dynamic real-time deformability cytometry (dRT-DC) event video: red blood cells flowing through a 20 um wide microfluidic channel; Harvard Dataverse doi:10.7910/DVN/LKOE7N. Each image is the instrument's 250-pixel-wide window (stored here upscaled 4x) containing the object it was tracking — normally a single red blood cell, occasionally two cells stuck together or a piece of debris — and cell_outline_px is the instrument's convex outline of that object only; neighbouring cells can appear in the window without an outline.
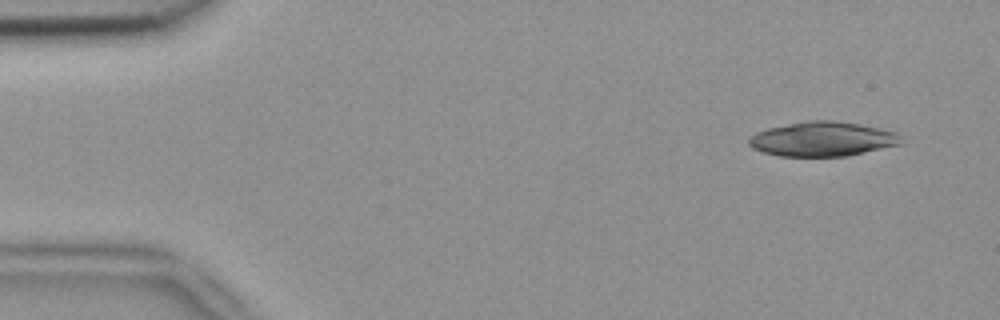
{"species": "common noctule bat (a hibernating species)", "species_latin": "Nyctalus noctula", "temperature_condition": "room temperature", "stored_images_in_passage": 3, "camera_frame_rate_fps": 3000, "um_per_image_px": 0.085, "animal": {"sex": "female", "body_mass_g": 18.4}, "frame": {"image": 1, "passage_image": 1, "time_ms": 0.0, "image_size_px": [1000, 320], "cell_outline_px": [[900, 144], [848, 156], [780, 156], [764, 152], [752, 148], [748, 144], [748, 136], [756, 132], [768, 128], [808, 120], [832, 120], [860, 124], [880, 128], [896, 132], [900, 136]], "centroid_in_image_um": [69.88, 11.81], "position_along_channel_um": 15.1, "area_um2": 30.58}}